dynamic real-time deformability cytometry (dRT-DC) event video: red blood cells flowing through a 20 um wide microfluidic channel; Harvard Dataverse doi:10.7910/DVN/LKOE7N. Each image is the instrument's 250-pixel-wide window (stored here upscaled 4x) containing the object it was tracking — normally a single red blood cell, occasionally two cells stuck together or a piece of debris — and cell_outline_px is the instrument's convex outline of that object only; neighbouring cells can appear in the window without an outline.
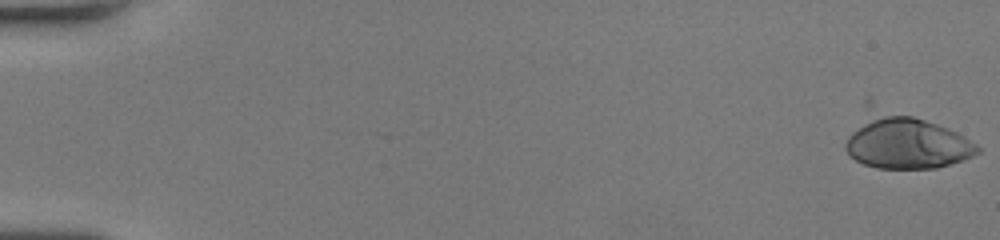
{"species": "human", "species_latin": "Homo sapiens", "temperature_condition": "room temperature", "stored_images_in_passage": 53, "camera_frame_rate_fps": 3000, "um_per_image_px": 0.085, "donor": {"sex": "female"}, "frame": {"image": 1, "passage_image": 1, "time_ms": 0.0, "image_size_px": [1000, 240], "cell_outline_px": [[980, 152], [964, 160], [936, 168], [876, 168], [864, 164], [848, 156], [844, 148], [844, 144], [864, 100], [868, 96], [948, 128], [964, 136], [976, 144], [980, 148]], "centroid_in_image_um": [76.79, 11.87], "position_along_channel_um": 8.2, "area_um2": 44.51}}
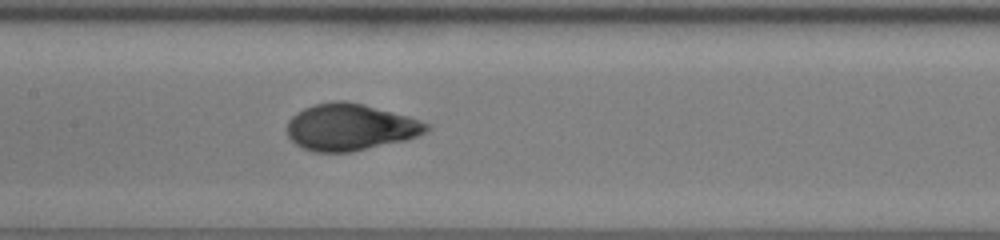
{"frame": {"image": 2, "passage_image": 28, "time_ms": 9.0, "image_size_px": [1000, 240], "cell_outline_px": [[432, 128], [416, 136], [404, 140], [352, 152], [312, 152], [296, 144], [288, 136], [288, 120], [296, 112], [312, 104], [336, 100], [344, 100], [364, 104], [408, 116], [432, 124]], "centroid_in_image_um": [29.77, 10.8], "position_along_channel_um": 177.6, "area_um2": 38.03}}
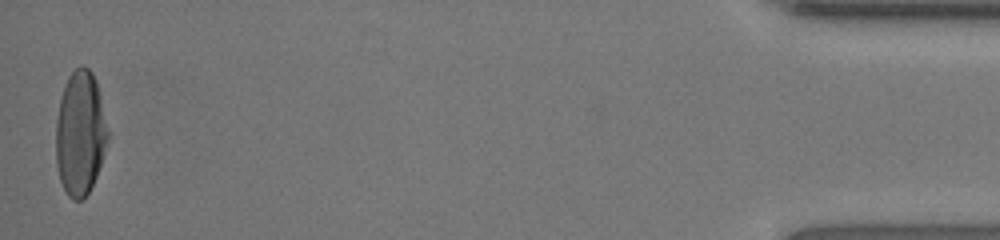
{"frame": {"image": 3, "passage_image": 53, "time_ms": 17.333, "image_size_px": [1000, 240], "cell_outline_px": [[108, 140], [96, 176], [84, 200], [72, 200], [68, 196], [60, 180], [56, 164], [56, 120], [60, 100], [64, 84], [68, 76], [80, 64], [84, 64], [92, 72], [96, 80], [100, 96], [108, 132]], "centroid_in_image_um": [6.8, 11.31], "position_along_channel_um": 428.4, "area_um2": 37.57}, "authors_computed_cell_mechanics": {"area_um2": 37.57, "velocity_mm_per_s": 4.0495, "shape_relaxation_time_tau1_ms": 4.5704, "shape_relaxation_time_tau2_ms": null, "deformation_change_tau1": 0.2397, "deformation_change_tau2": null}}